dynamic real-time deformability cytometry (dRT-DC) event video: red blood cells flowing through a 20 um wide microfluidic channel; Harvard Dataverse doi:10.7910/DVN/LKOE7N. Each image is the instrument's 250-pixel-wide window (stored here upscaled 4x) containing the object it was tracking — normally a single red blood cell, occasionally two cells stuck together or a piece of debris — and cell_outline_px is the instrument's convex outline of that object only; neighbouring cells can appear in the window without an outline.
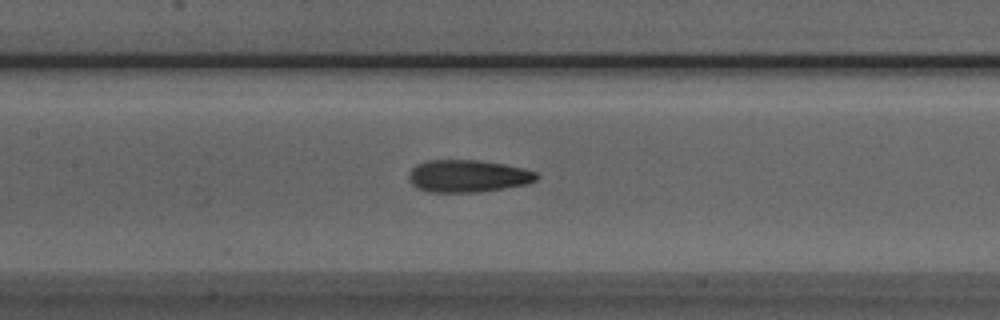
{"species": "Egyptian fruit bat (a non-hibernating species)", "species_latin": "Rousettus aegyptiacus", "temperature_condition": "room temperature", "stored_images_in_passage": 29, "camera_frame_rate_fps": 3000, "um_per_image_px": 0.085, "animal": {"sex": "male"}, "frame": {"image": 1, "passage_image": 11, "time_ms": 3.333, "image_size_px": [1000, 320], "cell_outline_px": [[540, 176], [536, 180], [528, 184], [476, 192], [428, 192], [416, 188], [408, 180], [408, 172], [416, 164], [424, 160], [480, 160], [504, 164], [524, 168], [536, 172]], "centroid_in_image_um": [39.73, 14.95], "position_along_channel_um": 167.7, "area_um2": 24.33}}
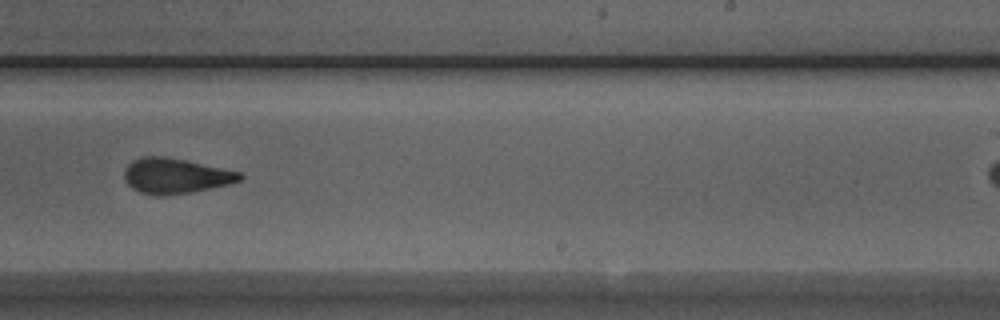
{"frame": {"image": 2, "passage_image": 19, "time_ms": 6.0, "image_size_px": [1000, 320], "cell_outline_px": [[244, 176], [240, 180], [228, 184], [188, 192], [160, 196], [156, 196], [140, 192], [132, 188], [124, 180], [124, 168], [132, 160], [144, 156], [164, 156], [188, 160], [224, 168], [240, 172]], "centroid_in_image_um": [14.88, 14.93], "position_along_channel_um": 274.1, "area_um2": 23.76}}
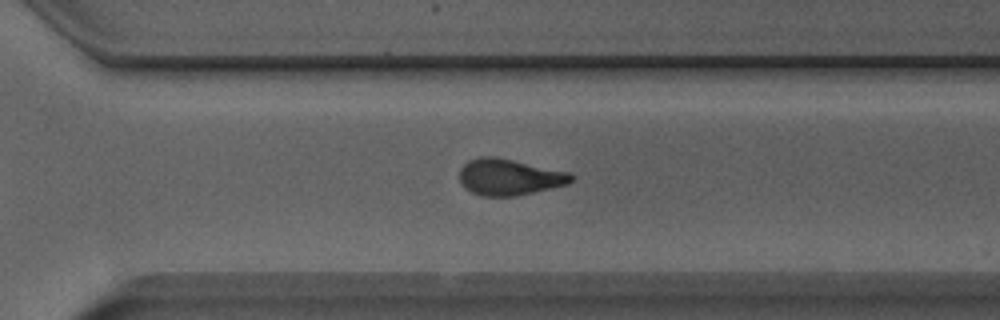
{"frame": {"image": 3, "passage_image": 23, "time_ms": 7.333, "image_size_px": [1000, 320], "cell_outline_px": [[576, 176], [568, 184], [516, 196], [480, 196], [464, 188], [460, 184], [460, 168], [468, 160], [480, 156], [496, 156], [568, 172]], "centroid_in_image_um": [43.26, 15.04], "position_along_channel_um": 327.3, "area_um2": 23.76}}